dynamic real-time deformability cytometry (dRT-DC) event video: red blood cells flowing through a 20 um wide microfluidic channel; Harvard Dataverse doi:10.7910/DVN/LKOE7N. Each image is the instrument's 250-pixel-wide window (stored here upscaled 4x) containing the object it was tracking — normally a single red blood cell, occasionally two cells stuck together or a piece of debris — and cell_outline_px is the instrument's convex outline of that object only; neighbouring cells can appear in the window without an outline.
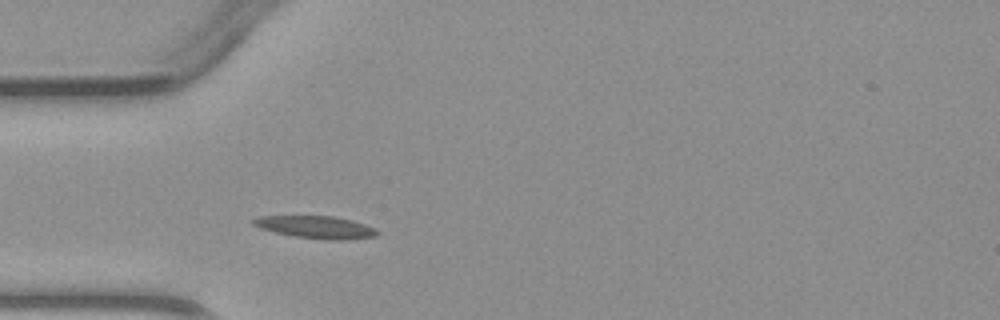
{"species": "common noctule bat (a hibernating species)", "species_latin": "Nyctalus noctula", "temperature_condition": "warm", "stored_images_in_passage": 2, "camera_frame_rate_fps": 3000, "um_per_image_px": 0.085, "animal": {"sex": "male", "body_mass_g": 23.1, "forearm_length_mm": 52.7}, "frame": {"image": 1, "passage_image": 2, "time_ms": 1.333, "image_size_px": [1000, 320], "cell_outline_px": [[380, 232], [376, 236], [348, 240], [328, 240], [296, 236], [276, 232], [260, 228], [252, 224], [252, 220], [260, 216], [332, 216], [352, 220], [376, 228]], "centroid_in_image_um": [26.91, 19.31], "position_along_channel_um": 58.1, "area_um2": 16.13}}